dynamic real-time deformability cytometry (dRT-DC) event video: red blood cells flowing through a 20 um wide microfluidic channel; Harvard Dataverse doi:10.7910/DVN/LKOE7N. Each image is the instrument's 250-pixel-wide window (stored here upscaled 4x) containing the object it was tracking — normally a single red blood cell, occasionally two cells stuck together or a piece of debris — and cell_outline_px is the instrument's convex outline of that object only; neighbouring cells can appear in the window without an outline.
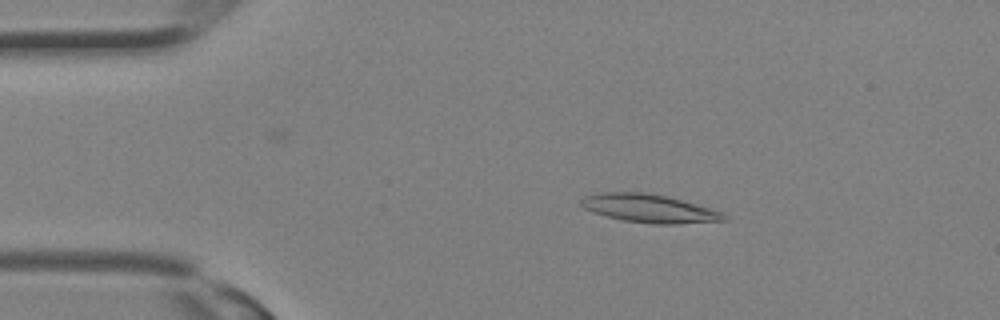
{"species": "Egyptian fruit bat (a non-hibernating species)", "species_latin": "Rousettus aegyptiacus", "temperature_condition": "room temperature", "stored_images_in_passage": 20, "camera_frame_rate_fps": 3000, "um_per_image_px": 0.085, "animal": {"sex": "female"}, "frame": {"image": 1, "passage_image": 5, "time_ms": 1.333, "image_size_px": [1000, 320], "cell_outline_px": [[728, 220], [676, 224], [652, 224], [624, 220], [604, 216], [584, 208], [580, 204], [580, 200], [584, 196], [604, 192], [644, 192], [668, 196], [712, 208], [728, 216]], "centroid_in_image_um": [55.2, 17.71], "position_along_channel_um": 29.8, "area_um2": 23.64}}
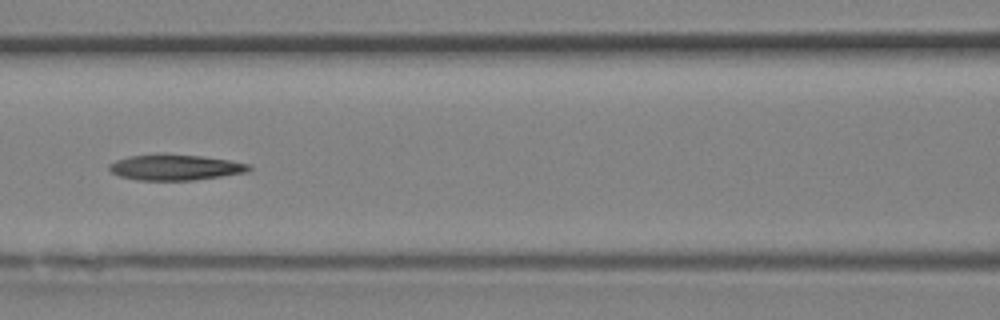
{"frame": {"image": 2, "passage_image": 13, "time_ms": 4.0, "image_size_px": [1000, 320], "cell_outline_px": [[252, 168], [248, 172], [192, 180], [136, 180], [120, 176], [112, 172], [108, 168], [108, 164], [116, 160], [128, 156], [204, 156], [252, 164]], "centroid_in_image_um": [14.93, 14.25], "position_along_channel_um": 151.7, "area_um2": 20.29}}
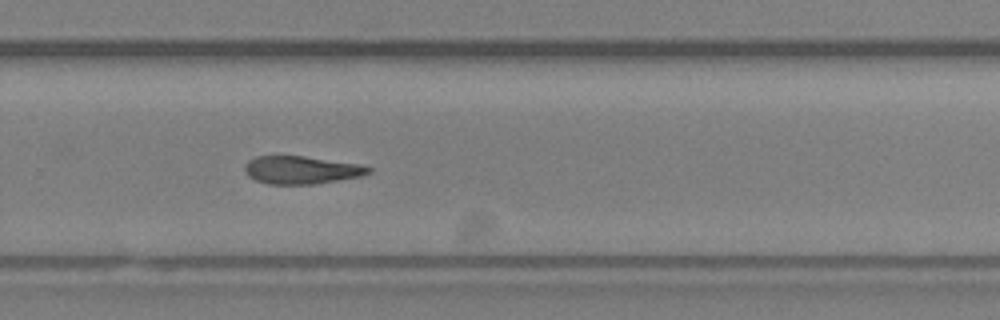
{"frame": {"image": 3, "passage_image": 20, "time_ms": 6.333, "image_size_px": [1000, 320], "cell_outline_px": [[372, 172], [360, 176], [312, 184], [268, 184], [256, 180], [248, 176], [244, 172], [244, 164], [248, 160], [256, 156], [304, 156], [360, 164], [372, 168]], "centroid_in_image_um": [25.58, 14.44], "position_along_channel_um": 304.2, "area_um2": 20.06}}